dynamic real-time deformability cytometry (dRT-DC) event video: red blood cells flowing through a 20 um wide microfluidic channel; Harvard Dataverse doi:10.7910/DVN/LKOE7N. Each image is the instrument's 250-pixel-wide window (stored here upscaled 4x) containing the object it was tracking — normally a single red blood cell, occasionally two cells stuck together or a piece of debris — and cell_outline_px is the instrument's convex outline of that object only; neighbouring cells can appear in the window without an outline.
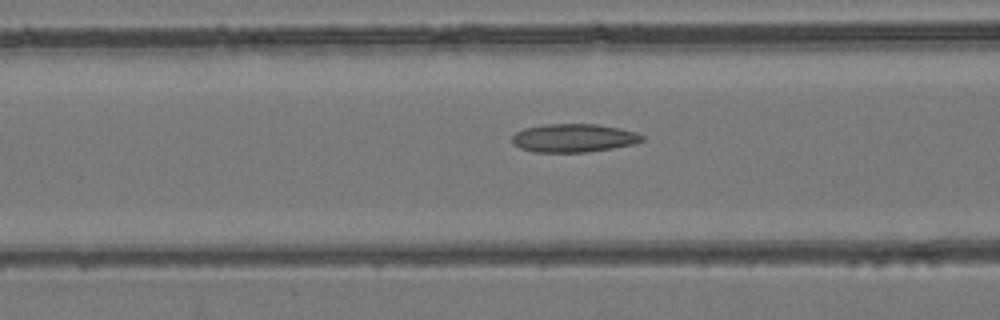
{"species": "common noctule bat (a hibernating species)", "species_latin": "Nyctalus noctula", "temperature_condition": "room temperature", "stored_images_in_passage": 49, "camera_frame_rate_fps": 3000, "um_per_image_px": 0.085, "animal": {"sex": "female", "body_mass_g": 24.6, "forearm_length_mm": 56.2}, "frame": {"image": 1, "passage_image": 20, "time_ms": 6.333, "image_size_px": [1000, 320], "cell_outline_px": [[644, 140], [632, 144], [612, 148], [588, 152], [536, 152], [520, 148], [512, 144], [512, 136], [516, 132], [524, 128], [544, 124], [596, 124], [620, 128], [636, 132], [644, 136]], "centroid_in_image_um": [48.75, 11.73], "position_along_channel_um": 117.9, "area_um2": 21.5}}
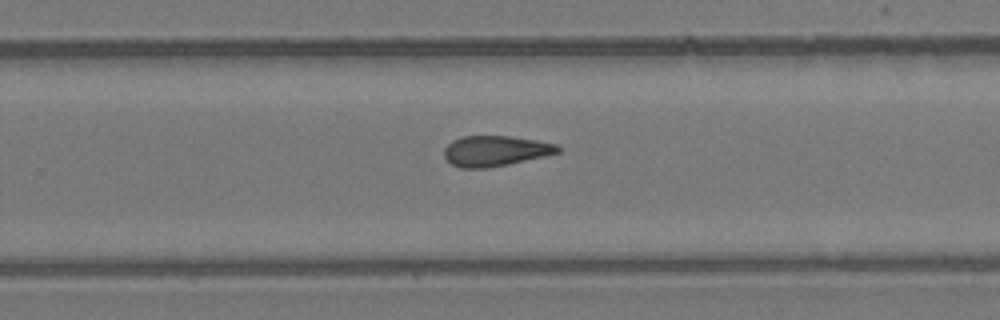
{"frame": {"image": 2, "passage_image": 32, "time_ms": 10.333, "image_size_px": [1000, 320], "cell_outline_px": [[560, 152], [544, 156], [508, 164], [484, 168], [460, 168], [452, 164], [444, 156], [444, 148], [452, 140], [464, 136], [508, 136], [536, 140], [556, 144], [560, 148]], "centroid_in_image_um": [42.08, 12.82], "position_along_channel_um": 287.7, "area_um2": 20.0}}
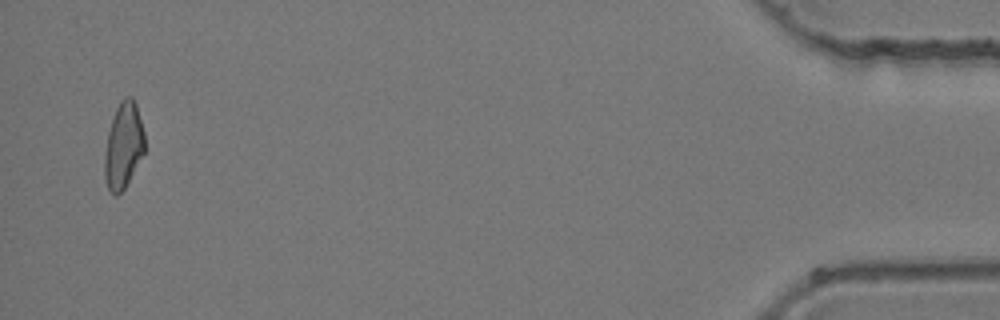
{"frame": {"image": 3, "passage_image": 48, "time_ms": 15.667, "image_size_px": [1000, 320], "cell_outline_px": [[144, 152], [124, 188], [116, 196], [108, 188], [104, 176], [104, 156], [108, 132], [116, 108], [120, 100], [124, 96], [132, 96], [136, 104], [144, 132]], "centroid_in_image_um": [10.48, 12.34], "position_along_channel_um": 424.7, "area_um2": 19.83}}